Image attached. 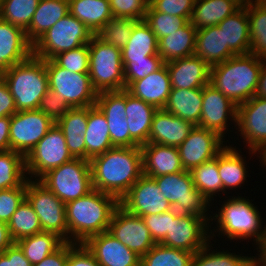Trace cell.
<instances>
[{
	"label": "cell",
	"instance_id": "ffe728a7",
	"mask_svg": "<svg viewBox=\"0 0 266 266\" xmlns=\"http://www.w3.org/2000/svg\"><path fill=\"white\" fill-rule=\"evenodd\" d=\"M95 105L107 119L113 147L138 146L130 138L126 121V89L98 93Z\"/></svg>",
	"mask_w": 266,
	"mask_h": 266
},
{
	"label": "cell",
	"instance_id": "8fae6325",
	"mask_svg": "<svg viewBox=\"0 0 266 266\" xmlns=\"http://www.w3.org/2000/svg\"><path fill=\"white\" fill-rule=\"evenodd\" d=\"M25 199L39 217L42 231L56 233L68 242L65 203L38 180H27Z\"/></svg>",
	"mask_w": 266,
	"mask_h": 266
},
{
	"label": "cell",
	"instance_id": "681fc988",
	"mask_svg": "<svg viewBox=\"0 0 266 266\" xmlns=\"http://www.w3.org/2000/svg\"><path fill=\"white\" fill-rule=\"evenodd\" d=\"M60 67L74 73L88 74L89 72V47L85 44L79 48L64 51L52 58Z\"/></svg>",
	"mask_w": 266,
	"mask_h": 266
},
{
	"label": "cell",
	"instance_id": "3957f363",
	"mask_svg": "<svg viewBox=\"0 0 266 266\" xmlns=\"http://www.w3.org/2000/svg\"><path fill=\"white\" fill-rule=\"evenodd\" d=\"M262 59L250 53L238 54L211 66L210 84L237 106L255 96Z\"/></svg>",
	"mask_w": 266,
	"mask_h": 266
},
{
	"label": "cell",
	"instance_id": "7bdbcfd3",
	"mask_svg": "<svg viewBox=\"0 0 266 266\" xmlns=\"http://www.w3.org/2000/svg\"><path fill=\"white\" fill-rule=\"evenodd\" d=\"M28 180L25 157L16 151H0V190L18 187Z\"/></svg>",
	"mask_w": 266,
	"mask_h": 266
},
{
	"label": "cell",
	"instance_id": "83f0119b",
	"mask_svg": "<svg viewBox=\"0 0 266 266\" xmlns=\"http://www.w3.org/2000/svg\"><path fill=\"white\" fill-rule=\"evenodd\" d=\"M55 123L62 130L72 157L85 160L84 135L88 123V107L71 108Z\"/></svg>",
	"mask_w": 266,
	"mask_h": 266
},
{
	"label": "cell",
	"instance_id": "8992f818",
	"mask_svg": "<svg viewBox=\"0 0 266 266\" xmlns=\"http://www.w3.org/2000/svg\"><path fill=\"white\" fill-rule=\"evenodd\" d=\"M89 47V76L94 89L104 91H120L125 89L124 66L121 49L104 43L94 35Z\"/></svg>",
	"mask_w": 266,
	"mask_h": 266
},
{
	"label": "cell",
	"instance_id": "4fadbf2b",
	"mask_svg": "<svg viewBox=\"0 0 266 266\" xmlns=\"http://www.w3.org/2000/svg\"><path fill=\"white\" fill-rule=\"evenodd\" d=\"M54 124L55 122L39 109L17 111L11 116L10 150L26 157Z\"/></svg>",
	"mask_w": 266,
	"mask_h": 266
},
{
	"label": "cell",
	"instance_id": "f5cc1de1",
	"mask_svg": "<svg viewBox=\"0 0 266 266\" xmlns=\"http://www.w3.org/2000/svg\"><path fill=\"white\" fill-rule=\"evenodd\" d=\"M113 17L144 20L149 0H109Z\"/></svg>",
	"mask_w": 266,
	"mask_h": 266
},
{
	"label": "cell",
	"instance_id": "94428289",
	"mask_svg": "<svg viewBox=\"0 0 266 266\" xmlns=\"http://www.w3.org/2000/svg\"><path fill=\"white\" fill-rule=\"evenodd\" d=\"M68 259V242L33 266H65Z\"/></svg>",
	"mask_w": 266,
	"mask_h": 266
},
{
	"label": "cell",
	"instance_id": "c3c4849f",
	"mask_svg": "<svg viewBox=\"0 0 266 266\" xmlns=\"http://www.w3.org/2000/svg\"><path fill=\"white\" fill-rule=\"evenodd\" d=\"M144 21L149 25L157 40L170 35L184 26L189 20L186 17H178L163 12L155 11L149 4L146 8Z\"/></svg>",
	"mask_w": 266,
	"mask_h": 266
},
{
	"label": "cell",
	"instance_id": "9a60e30c",
	"mask_svg": "<svg viewBox=\"0 0 266 266\" xmlns=\"http://www.w3.org/2000/svg\"><path fill=\"white\" fill-rule=\"evenodd\" d=\"M210 220L211 218L178 213L174 219H171L170 230L160 244L196 253L208 242L211 243Z\"/></svg>",
	"mask_w": 266,
	"mask_h": 266
},
{
	"label": "cell",
	"instance_id": "6da1fadb",
	"mask_svg": "<svg viewBox=\"0 0 266 266\" xmlns=\"http://www.w3.org/2000/svg\"><path fill=\"white\" fill-rule=\"evenodd\" d=\"M89 162L93 188L119 201L143 175L141 146L113 147Z\"/></svg>",
	"mask_w": 266,
	"mask_h": 266
},
{
	"label": "cell",
	"instance_id": "7dc6e473",
	"mask_svg": "<svg viewBox=\"0 0 266 266\" xmlns=\"http://www.w3.org/2000/svg\"><path fill=\"white\" fill-rule=\"evenodd\" d=\"M135 19L112 17L97 33L96 36L104 43L112 44L122 49L133 30Z\"/></svg>",
	"mask_w": 266,
	"mask_h": 266
},
{
	"label": "cell",
	"instance_id": "f546056e",
	"mask_svg": "<svg viewBox=\"0 0 266 266\" xmlns=\"http://www.w3.org/2000/svg\"><path fill=\"white\" fill-rule=\"evenodd\" d=\"M197 29L188 21L177 31L158 40V54L163 63L194 55Z\"/></svg>",
	"mask_w": 266,
	"mask_h": 266
},
{
	"label": "cell",
	"instance_id": "277c9868",
	"mask_svg": "<svg viewBox=\"0 0 266 266\" xmlns=\"http://www.w3.org/2000/svg\"><path fill=\"white\" fill-rule=\"evenodd\" d=\"M250 201V199L239 195L225 200L219 208V212H215L211 217V222L213 220L217 222V227H214L217 229L210 230L211 240L217 231L219 235H225L229 240L255 238L253 241L258 246L265 234L266 225L262 228L263 218H261L257 207Z\"/></svg>",
	"mask_w": 266,
	"mask_h": 266
},
{
	"label": "cell",
	"instance_id": "30bf717a",
	"mask_svg": "<svg viewBox=\"0 0 266 266\" xmlns=\"http://www.w3.org/2000/svg\"><path fill=\"white\" fill-rule=\"evenodd\" d=\"M49 89L59 95L71 108L95 106L98 92L89 74L74 73L45 60Z\"/></svg>",
	"mask_w": 266,
	"mask_h": 266
},
{
	"label": "cell",
	"instance_id": "f1b7e54d",
	"mask_svg": "<svg viewBox=\"0 0 266 266\" xmlns=\"http://www.w3.org/2000/svg\"><path fill=\"white\" fill-rule=\"evenodd\" d=\"M194 54L210 67L236 55L225 45L224 33L218 25L197 30Z\"/></svg>",
	"mask_w": 266,
	"mask_h": 266
},
{
	"label": "cell",
	"instance_id": "816d5d0a",
	"mask_svg": "<svg viewBox=\"0 0 266 266\" xmlns=\"http://www.w3.org/2000/svg\"><path fill=\"white\" fill-rule=\"evenodd\" d=\"M27 181L18 187L0 190V222L8 223L18 206L24 201Z\"/></svg>",
	"mask_w": 266,
	"mask_h": 266
},
{
	"label": "cell",
	"instance_id": "91938a15",
	"mask_svg": "<svg viewBox=\"0 0 266 266\" xmlns=\"http://www.w3.org/2000/svg\"><path fill=\"white\" fill-rule=\"evenodd\" d=\"M17 112L15 101L5 80L0 77V117L12 116Z\"/></svg>",
	"mask_w": 266,
	"mask_h": 266
},
{
	"label": "cell",
	"instance_id": "cb8c5ba5",
	"mask_svg": "<svg viewBox=\"0 0 266 266\" xmlns=\"http://www.w3.org/2000/svg\"><path fill=\"white\" fill-rule=\"evenodd\" d=\"M194 126L164 109H158L152 120L148 143L178 148Z\"/></svg>",
	"mask_w": 266,
	"mask_h": 266
},
{
	"label": "cell",
	"instance_id": "7402d4cb",
	"mask_svg": "<svg viewBox=\"0 0 266 266\" xmlns=\"http://www.w3.org/2000/svg\"><path fill=\"white\" fill-rule=\"evenodd\" d=\"M33 55V44L21 27L0 18V74Z\"/></svg>",
	"mask_w": 266,
	"mask_h": 266
},
{
	"label": "cell",
	"instance_id": "bcb514c9",
	"mask_svg": "<svg viewBox=\"0 0 266 266\" xmlns=\"http://www.w3.org/2000/svg\"><path fill=\"white\" fill-rule=\"evenodd\" d=\"M40 0H2L0 18L26 30Z\"/></svg>",
	"mask_w": 266,
	"mask_h": 266
},
{
	"label": "cell",
	"instance_id": "be15d7a7",
	"mask_svg": "<svg viewBox=\"0 0 266 266\" xmlns=\"http://www.w3.org/2000/svg\"><path fill=\"white\" fill-rule=\"evenodd\" d=\"M255 96L259 98H266V59H262L261 71L255 90Z\"/></svg>",
	"mask_w": 266,
	"mask_h": 266
},
{
	"label": "cell",
	"instance_id": "ac0fdd59",
	"mask_svg": "<svg viewBox=\"0 0 266 266\" xmlns=\"http://www.w3.org/2000/svg\"><path fill=\"white\" fill-rule=\"evenodd\" d=\"M223 140L225 138L214 131L194 126L188 137L178 147L184 170L191 171L202 163L214 159L225 147Z\"/></svg>",
	"mask_w": 266,
	"mask_h": 266
},
{
	"label": "cell",
	"instance_id": "ab89813d",
	"mask_svg": "<svg viewBox=\"0 0 266 266\" xmlns=\"http://www.w3.org/2000/svg\"><path fill=\"white\" fill-rule=\"evenodd\" d=\"M250 27V54L266 59V3L263 0L247 6Z\"/></svg>",
	"mask_w": 266,
	"mask_h": 266
},
{
	"label": "cell",
	"instance_id": "e7e4bbea",
	"mask_svg": "<svg viewBox=\"0 0 266 266\" xmlns=\"http://www.w3.org/2000/svg\"><path fill=\"white\" fill-rule=\"evenodd\" d=\"M13 243L7 224L0 222V254L4 253Z\"/></svg>",
	"mask_w": 266,
	"mask_h": 266
},
{
	"label": "cell",
	"instance_id": "6f0895ef",
	"mask_svg": "<svg viewBox=\"0 0 266 266\" xmlns=\"http://www.w3.org/2000/svg\"><path fill=\"white\" fill-rule=\"evenodd\" d=\"M65 266H100L84 243L68 242V259Z\"/></svg>",
	"mask_w": 266,
	"mask_h": 266
},
{
	"label": "cell",
	"instance_id": "f907efd6",
	"mask_svg": "<svg viewBox=\"0 0 266 266\" xmlns=\"http://www.w3.org/2000/svg\"><path fill=\"white\" fill-rule=\"evenodd\" d=\"M122 63L124 66L125 89L134 81L148 76L164 64L160 56H147V59Z\"/></svg>",
	"mask_w": 266,
	"mask_h": 266
},
{
	"label": "cell",
	"instance_id": "44dd1931",
	"mask_svg": "<svg viewBox=\"0 0 266 266\" xmlns=\"http://www.w3.org/2000/svg\"><path fill=\"white\" fill-rule=\"evenodd\" d=\"M84 244L100 266H140L141 257L108 231L90 237Z\"/></svg>",
	"mask_w": 266,
	"mask_h": 266
},
{
	"label": "cell",
	"instance_id": "f6af8a7d",
	"mask_svg": "<svg viewBox=\"0 0 266 266\" xmlns=\"http://www.w3.org/2000/svg\"><path fill=\"white\" fill-rule=\"evenodd\" d=\"M208 242L201 250L194 253L191 266H249L255 256H241L228 250H211ZM211 250V252H210ZM228 251V252H227Z\"/></svg>",
	"mask_w": 266,
	"mask_h": 266
},
{
	"label": "cell",
	"instance_id": "9c48e42d",
	"mask_svg": "<svg viewBox=\"0 0 266 266\" xmlns=\"http://www.w3.org/2000/svg\"><path fill=\"white\" fill-rule=\"evenodd\" d=\"M153 179L176 212L202 218L212 217L206 213L212 205L194 186L190 171L166 174Z\"/></svg>",
	"mask_w": 266,
	"mask_h": 266
},
{
	"label": "cell",
	"instance_id": "1f68e13d",
	"mask_svg": "<svg viewBox=\"0 0 266 266\" xmlns=\"http://www.w3.org/2000/svg\"><path fill=\"white\" fill-rule=\"evenodd\" d=\"M203 102V87L193 89L171 88L164 110L195 126H199Z\"/></svg>",
	"mask_w": 266,
	"mask_h": 266
},
{
	"label": "cell",
	"instance_id": "b9f144b4",
	"mask_svg": "<svg viewBox=\"0 0 266 266\" xmlns=\"http://www.w3.org/2000/svg\"><path fill=\"white\" fill-rule=\"evenodd\" d=\"M7 226L14 243L42 232L39 217L26 199L18 206Z\"/></svg>",
	"mask_w": 266,
	"mask_h": 266
},
{
	"label": "cell",
	"instance_id": "2e32d148",
	"mask_svg": "<svg viewBox=\"0 0 266 266\" xmlns=\"http://www.w3.org/2000/svg\"><path fill=\"white\" fill-rule=\"evenodd\" d=\"M119 205L137 216L161 214L173 209L161 193L156 181L142 175L120 199Z\"/></svg>",
	"mask_w": 266,
	"mask_h": 266
},
{
	"label": "cell",
	"instance_id": "db71d44e",
	"mask_svg": "<svg viewBox=\"0 0 266 266\" xmlns=\"http://www.w3.org/2000/svg\"><path fill=\"white\" fill-rule=\"evenodd\" d=\"M177 214L178 212L172 209L161 214L142 216L155 243H160L165 238L167 231L170 230L171 219H174Z\"/></svg>",
	"mask_w": 266,
	"mask_h": 266
},
{
	"label": "cell",
	"instance_id": "603a6c76",
	"mask_svg": "<svg viewBox=\"0 0 266 266\" xmlns=\"http://www.w3.org/2000/svg\"><path fill=\"white\" fill-rule=\"evenodd\" d=\"M172 88H202L210 82V66L198 56L191 55L166 63Z\"/></svg>",
	"mask_w": 266,
	"mask_h": 266
},
{
	"label": "cell",
	"instance_id": "d590c367",
	"mask_svg": "<svg viewBox=\"0 0 266 266\" xmlns=\"http://www.w3.org/2000/svg\"><path fill=\"white\" fill-rule=\"evenodd\" d=\"M227 45L236 55L247 54L250 49V27L247 7H241L233 15L218 24Z\"/></svg>",
	"mask_w": 266,
	"mask_h": 266
},
{
	"label": "cell",
	"instance_id": "5b68a950",
	"mask_svg": "<svg viewBox=\"0 0 266 266\" xmlns=\"http://www.w3.org/2000/svg\"><path fill=\"white\" fill-rule=\"evenodd\" d=\"M1 77L9 87L17 111L38 109L49 89L45 60L34 55L10 67Z\"/></svg>",
	"mask_w": 266,
	"mask_h": 266
},
{
	"label": "cell",
	"instance_id": "a7ac6f4b",
	"mask_svg": "<svg viewBox=\"0 0 266 266\" xmlns=\"http://www.w3.org/2000/svg\"><path fill=\"white\" fill-rule=\"evenodd\" d=\"M249 266H260L255 260Z\"/></svg>",
	"mask_w": 266,
	"mask_h": 266
},
{
	"label": "cell",
	"instance_id": "60d3db41",
	"mask_svg": "<svg viewBox=\"0 0 266 266\" xmlns=\"http://www.w3.org/2000/svg\"><path fill=\"white\" fill-rule=\"evenodd\" d=\"M194 186L208 200L209 203L214 200V196L223 192L222 181L218 172V154L217 156L201 165L193 168L191 171Z\"/></svg>",
	"mask_w": 266,
	"mask_h": 266
},
{
	"label": "cell",
	"instance_id": "ee69618b",
	"mask_svg": "<svg viewBox=\"0 0 266 266\" xmlns=\"http://www.w3.org/2000/svg\"><path fill=\"white\" fill-rule=\"evenodd\" d=\"M194 253L156 243L141 257L140 266H191Z\"/></svg>",
	"mask_w": 266,
	"mask_h": 266
},
{
	"label": "cell",
	"instance_id": "4dcf8cb0",
	"mask_svg": "<svg viewBox=\"0 0 266 266\" xmlns=\"http://www.w3.org/2000/svg\"><path fill=\"white\" fill-rule=\"evenodd\" d=\"M84 137L85 160L90 161L113 148L107 119L96 105L88 107V123Z\"/></svg>",
	"mask_w": 266,
	"mask_h": 266
},
{
	"label": "cell",
	"instance_id": "e0dca14e",
	"mask_svg": "<svg viewBox=\"0 0 266 266\" xmlns=\"http://www.w3.org/2000/svg\"><path fill=\"white\" fill-rule=\"evenodd\" d=\"M108 232L140 257L156 244L142 217L129 213L120 205L113 213Z\"/></svg>",
	"mask_w": 266,
	"mask_h": 266
},
{
	"label": "cell",
	"instance_id": "ba28073f",
	"mask_svg": "<svg viewBox=\"0 0 266 266\" xmlns=\"http://www.w3.org/2000/svg\"><path fill=\"white\" fill-rule=\"evenodd\" d=\"M93 36L83 22L68 13L33 43V55L52 59L61 52L89 44Z\"/></svg>",
	"mask_w": 266,
	"mask_h": 266
},
{
	"label": "cell",
	"instance_id": "9f6ffc18",
	"mask_svg": "<svg viewBox=\"0 0 266 266\" xmlns=\"http://www.w3.org/2000/svg\"><path fill=\"white\" fill-rule=\"evenodd\" d=\"M38 109L49 116L54 122L63 117L71 107L53 90L48 89L41 98Z\"/></svg>",
	"mask_w": 266,
	"mask_h": 266
},
{
	"label": "cell",
	"instance_id": "f35d334b",
	"mask_svg": "<svg viewBox=\"0 0 266 266\" xmlns=\"http://www.w3.org/2000/svg\"><path fill=\"white\" fill-rule=\"evenodd\" d=\"M65 241L56 233L42 231L15 242L32 265L40 263Z\"/></svg>",
	"mask_w": 266,
	"mask_h": 266
},
{
	"label": "cell",
	"instance_id": "d6986e66",
	"mask_svg": "<svg viewBox=\"0 0 266 266\" xmlns=\"http://www.w3.org/2000/svg\"><path fill=\"white\" fill-rule=\"evenodd\" d=\"M229 120L234 122V126L237 125V105L208 83L203 87L199 127L214 131L224 138V134L229 131Z\"/></svg>",
	"mask_w": 266,
	"mask_h": 266
},
{
	"label": "cell",
	"instance_id": "d4e9b609",
	"mask_svg": "<svg viewBox=\"0 0 266 266\" xmlns=\"http://www.w3.org/2000/svg\"><path fill=\"white\" fill-rule=\"evenodd\" d=\"M143 175L154 178L185 171L177 147L156 143L141 146Z\"/></svg>",
	"mask_w": 266,
	"mask_h": 266
},
{
	"label": "cell",
	"instance_id": "484cf974",
	"mask_svg": "<svg viewBox=\"0 0 266 266\" xmlns=\"http://www.w3.org/2000/svg\"><path fill=\"white\" fill-rule=\"evenodd\" d=\"M171 88L170 75L164 63L158 70L134 81L126 90L157 109H163Z\"/></svg>",
	"mask_w": 266,
	"mask_h": 266
},
{
	"label": "cell",
	"instance_id": "4316f807",
	"mask_svg": "<svg viewBox=\"0 0 266 266\" xmlns=\"http://www.w3.org/2000/svg\"><path fill=\"white\" fill-rule=\"evenodd\" d=\"M126 121L130 138L138 145L148 143L149 133L157 108L134 97L126 90Z\"/></svg>",
	"mask_w": 266,
	"mask_h": 266
},
{
	"label": "cell",
	"instance_id": "03108f58",
	"mask_svg": "<svg viewBox=\"0 0 266 266\" xmlns=\"http://www.w3.org/2000/svg\"><path fill=\"white\" fill-rule=\"evenodd\" d=\"M259 254H257V257H254V260L260 265V266H266V229L265 234L263 236L262 241L257 246Z\"/></svg>",
	"mask_w": 266,
	"mask_h": 266
},
{
	"label": "cell",
	"instance_id": "5bb4252c",
	"mask_svg": "<svg viewBox=\"0 0 266 266\" xmlns=\"http://www.w3.org/2000/svg\"><path fill=\"white\" fill-rule=\"evenodd\" d=\"M237 127L239 136L248 145L249 155L266 153V98L253 96L237 106ZM251 153V154H250Z\"/></svg>",
	"mask_w": 266,
	"mask_h": 266
},
{
	"label": "cell",
	"instance_id": "52a82bcc",
	"mask_svg": "<svg viewBox=\"0 0 266 266\" xmlns=\"http://www.w3.org/2000/svg\"><path fill=\"white\" fill-rule=\"evenodd\" d=\"M38 181L65 204L94 190L90 162L80 158L47 171Z\"/></svg>",
	"mask_w": 266,
	"mask_h": 266
},
{
	"label": "cell",
	"instance_id": "11a10c76",
	"mask_svg": "<svg viewBox=\"0 0 266 266\" xmlns=\"http://www.w3.org/2000/svg\"><path fill=\"white\" fill-rule=\"evenodd\" d=\"M196 0H149V5L158 12L178 17H186L188 20Z\"/></svg>",
	"mask_w": 266,
	"mask_h": 266
},
{
	"label": "cell",
	"instance_id": "7a4b0ae2",
	"mask_svg": "<svg viewBox=\"0 0 266 266\" xmlns=\"http://www.w3.org/2000/svg\"><path fill=\"white\" fill-rule=\"evenodd\" d=\"M118 206L116 197L95 189L66 203L68 242L85 243L90 237L108 231Z\"/></svg>",
	"mask_w": 266,
	"mask_h": 266
},
{
	"label": "cell",
	"instance_id": "680465c9",
	"mask_svg": "<svg viewBox=\"0 0 266 266\" xmlns=\"http://www.w3.org/2000/svg\"><path fill=\"white\" fill-rule=\"evenodd\" d=\"M0 266H33L25 257L21 248L13 243L0 254Z\"/></svg>",
	"mask_w": 266,
	"mask_h": 266
},
{
	"label": "cell",
	"instance_id": "003e7915",
	"mask_svg": "<svg viewBox=\"0 0 266 266\" xmlns=\"http://www.w3.org/2000/svg\"><path fill=\"white\" fill-rule=\"evenodd\" d=\"M235 1L238 5L241 7H247L249 6L252 2L258 1V0H233Z\"/></svg>",
	"mask_w": 266,
	"mask_h": 266
},
{
	"label": "cell",
	"instance_id": "d6a6232c",
	"mask_svg": "<svg viewBox=\"0 0 266 266\" xmlns=\"http://www.w3.org/2000/svg\"><path fill=\"white\" fill-rule=\"evenodd\" d=\"M69 0H40L29 27L27 39L33 44L69 12Z\"/></svg>",
	"mask_w": 266,
	"mask_h": 266
},
{
	"label": "cell",
	"instance_id": "8d00e7d4",
	"mask_svg": "<svg viewBox=\"0 0 266 266\" xmlns=\"http://www.w3.org/2000/svg\"><path fill=\"white\" fill-rule=\"evenodd\" d=\"M230 144L218 153V172L223 185V192L240 188L246 181V160ZM246 164V165H245Z\"/></svg>",
	"mask_w": 266,
	"mask_h": 266
},
{
	"label": "cell",
	"instance_id": "836d02e7",
	"mask_svg": "<svg viewBox=\"0 0 266 266\" xmlns=\"http://www.w3.org/2000/svg\"><path fill=\"white\" fill-rule=\"evenodd\" d=\"M121 54L122 62L147 59V56H159L157 37L144 20L134 24L131 36L121 49Z\"/></svg>",
	"mask_w": 266,
	"mask_h": 266
},
{
	"label": "cell",
	"instance_id": "74e56055",
	"mask_svg": "<svg viewBox=\"0 0 266 266\" xmlns=\"http://www.w3.org/2000/svg\"><path fill=\"white\" fill-rule=\"evenodd\" d=\"M69 10L94 35L113 17L109 0H69Z\"/></svg>",
	"mask_w": 266,
	"mask_h": 266
},
{
	"label": "cell",
	"instance_id": "7c38bea8",
	"mask_svg": "<svg viewBox=\"0 0 266 266\" xmlns=\"http://www.w3.org/2000/svg\"><path fill=\"white\" fill-rule=\"evenodd\" d=\"M65 136L55 123L25 157L28 179L38 180L47 171L72 160ZM30 177V178H29ZM34 177V178H33Z\"/></svg>",
	"mask_w": 266,
	"mask_h": 266
},
{
	"label": "cell",
	"instance_id": "6125c7cd",
	"mask_svg": "<svg viewBox=\"0 0 266 266\" xmlns=\"http://www.w3.org/2000/svg\"><path fill=\"white\" fill-rule=\"evenodd\" d=\"M10 116L0 117V151L10 150L9 132H10Z\"/></svg>",
	"mask_w": 266,
	"mask_h": 266
},
{
	"label": "cell",
	"instance_id": "e575fe53",
	"mask_svg": "<svg viewBox=\"0 0 266 266\" xmlns=\"http://www.w3.org/2000/svg\"><path fill=\"white\" fill-rule=\"evenodd\" d=\"M240 8L233 0H196L189 21L197 30L215 26Z\"/></svg>",
	"mask_w": 266,
	"mask_h": 266
}]
</instances>
